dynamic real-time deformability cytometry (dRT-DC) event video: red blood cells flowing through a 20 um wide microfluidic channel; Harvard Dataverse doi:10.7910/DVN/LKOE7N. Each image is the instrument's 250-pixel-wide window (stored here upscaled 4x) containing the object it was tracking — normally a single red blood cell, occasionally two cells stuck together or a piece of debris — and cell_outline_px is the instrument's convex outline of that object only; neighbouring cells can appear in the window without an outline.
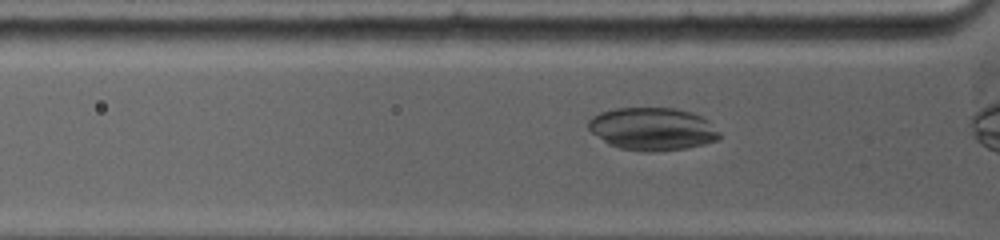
{"species": "common noctule bat (a hibernating species)", "species_latin": "Nyctalus noctula", "temperature_condition": "warm", "stored_images_in_passage": 54, "camera_frame_rate_fps": 5000, "um_per_image_px": 0.085, "animal": {"sex": "female", "body_mass_g": 19.0, "forearm_length_mm": 53.3}, "frame": {"image": 1, "passage_image": 8, "time_ms": 1.2, "image_size_px": [1000, 240], "cell_outline_px": [[720, 140], [688, 148], [656, 152], [644, 152], [620, 148], [608, 144], [592, 132], [588, 128], [588, 120], [592, 116], [600, 112], [616, 108], [676, 108], [692, 112], [708, 120], [720, 132]], "centroid_in_image_um": [55.48, 10.97], "position_along_channel_um": 70.3, "area_um2": 32.95}}
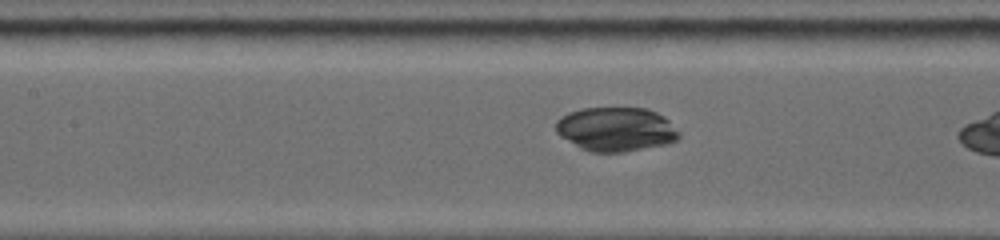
{"frame": {"image": 2, "passage_image": 21, "time_ms": 3.4, "image_size_px": [1000, 240], "cell_outline_px": [[680, 136], [676, 140], [668, 144], [624, 152], [592, 152], [580, 148], [560, 136], [556, 132], [556, 120], [560, 116], [568, 112], [580, 108], [648, 108], [664, 116], [680, 132]], "centroid_in_image_um": [52.35, 10.98], "position_along_channel_um": 155.1, "area_um2": 31.91}}
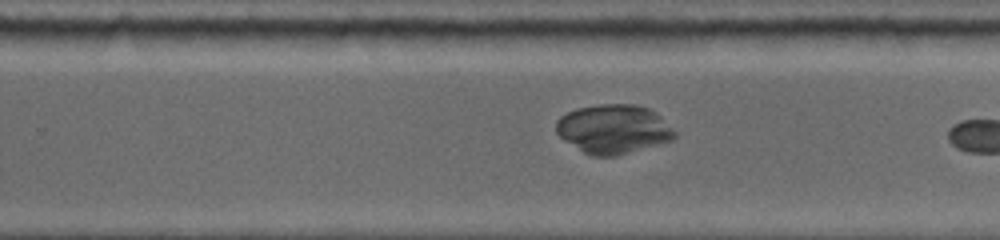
{"frame": {"image": 3, "passage_image": 39, "time_ms": 6.6, "image_size_px": [1000, 240], "cell_outline_px": [[676, 136], [672, 140], [616, 156], [592, 156], [584, 152], [564, 140], [556, 132], [556, 120], [560, 116], [576, 108], [600, 104], [636, 104], [648, 108], [660, 116], [676, 132]], "centroid_in_image_um": [52.12, 10.96], "position_along_channel_um": 277.7, "area_um2": 33.76}}